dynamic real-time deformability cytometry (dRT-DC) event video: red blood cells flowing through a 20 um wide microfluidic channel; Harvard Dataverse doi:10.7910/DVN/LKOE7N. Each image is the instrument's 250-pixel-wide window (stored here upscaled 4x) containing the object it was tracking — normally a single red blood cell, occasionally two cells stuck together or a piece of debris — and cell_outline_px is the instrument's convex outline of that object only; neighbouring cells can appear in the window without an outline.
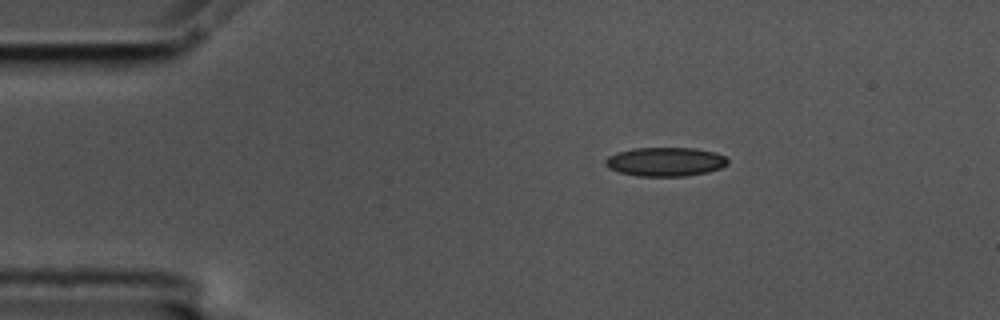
{"species": "common noctule bat (a hibernating species)", "species_latin": "Nyctalus noctula", "temperature_condition": "cold", "stored_images_in_passage": 48, "camera_frame_rate_fps": 3000, "um_per_image_px": 0.085, "animal": {"sex": "male", "body_mass_g": 17.5, "forearm_length_mm": 52.3}, "frame": {"image": 1, "passage_image": 1, "time_ms": 0.0, "image_size_px": [1000, 320], "cell_outline_px": [[728, 164], [720, 168], [708, 172], [684, 176], [636, 176], [620, 172], [608, 168], [604, 164], [604, 160], [608, 156], [616, 152], [632, 148], [696, 148], [716, 152], [724, 156], [728, 160]], "centroid_in_image_um": [56.53, 13.74], "position_along_channel_um": 28.5, "area_um2": 20.81}}
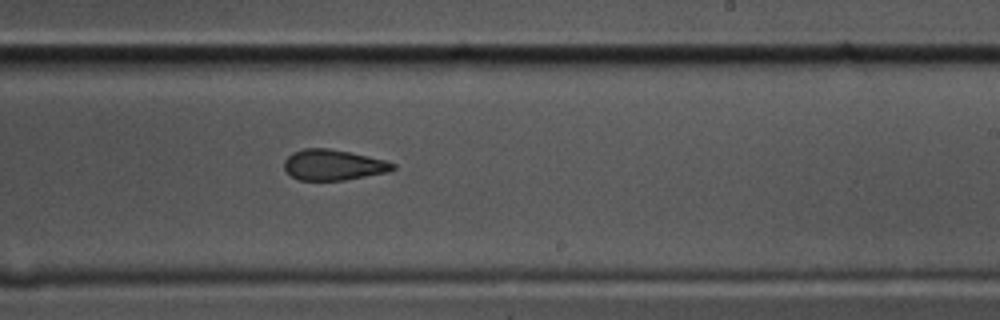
{"frame": {"image": 2, "passage_image": 25, "time_ms": 8.0, "image_size_px": [1000, 320], "cell_outline_px": [[396, 168], [388, 172], [344, 180], [300, 180], [292, 176], [284, 168], [284, 160], [292, 152], [304, 148], [328, 148], [368, 156], [384, 160], [396, 164]], "centroid_in_image_um": [28.32, 14.01], "position_along_channel_um": 260.7, "area_um2": 19.31}}
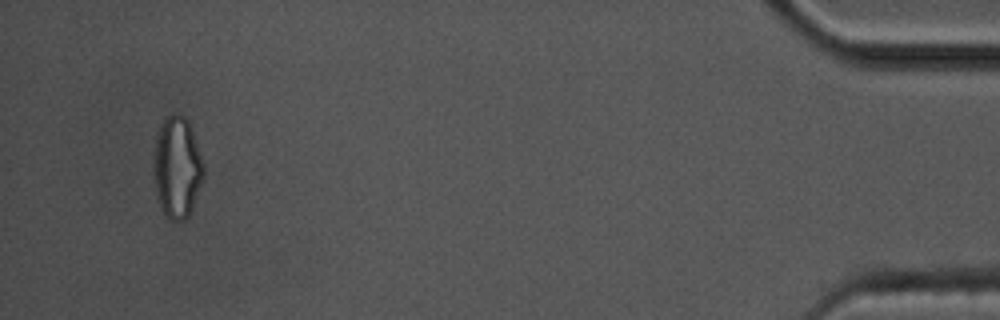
{"frame": {"image": 3, "passage_image": 45, "time_ms": 14.667, "image_size_px": [1000, 320], "cell_outline_px": [[204, 180], [188, 216], [184, 220], [168, 220], [164, 216], [156, 192], [152, 164], [156, 140], [160, 124], [164, 116], [172, 112], [184, 116], [188, 120], [204, 164]], "centroid_in_image_um": [15.04, 14.21], "position_along_channel_um": 420.2, "area_um2": 29.88}, "authors_computed_cell_mechanics": {"area_um2": 20.7502, "velocity_mm_per_s": 3.5607, "shape_relaxation_time_tau1_ms": null, "shape_relaxation_time_tau2_ms": 3.9333, "deformation_change_tau1": null, "deformation_change_tau2": 0.1155}}